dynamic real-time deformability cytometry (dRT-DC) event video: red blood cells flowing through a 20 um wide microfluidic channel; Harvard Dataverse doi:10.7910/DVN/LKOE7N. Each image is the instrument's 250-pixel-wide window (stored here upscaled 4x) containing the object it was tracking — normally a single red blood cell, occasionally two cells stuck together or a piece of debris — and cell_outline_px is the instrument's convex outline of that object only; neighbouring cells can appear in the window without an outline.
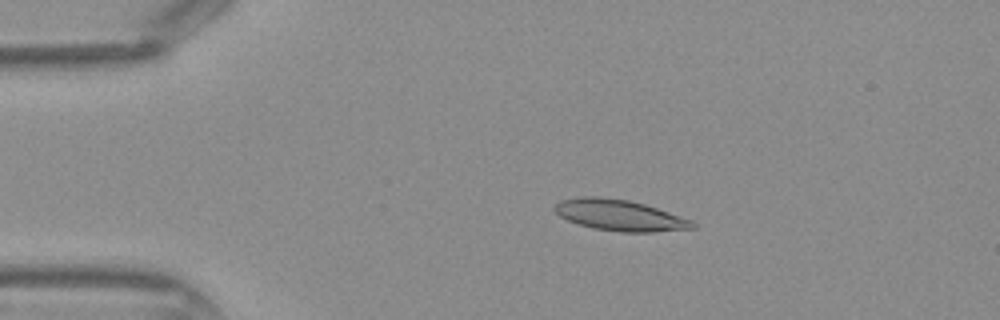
{"species": "Egyptian fruit bat (a non-hibernating species)", "species_latin": "Rousettus aegyptiacus", "temperature_condition": "warm", "stored_images_in_passage": 43, "camera_frame_rate_fps": 3000, "um_per_image_px": 0.085, "frame": {"image": 1, "passage_image": 8, "time_ms": 2.333, "image_size_px": [1000, 320], "cell_outline_px": [[696, 228], [656, 232], [620, 232], [592, 228], [568, 220], [560, 216], [552, 208], [560, 200], [580, 196], [596, 196], [628, 200], [644, 204], [692, 220], [696, 224]], "centroid_in_image_um": [52.67, 18.3], "position_along_channel_um": 32.3, "area_um2": 24.91}}
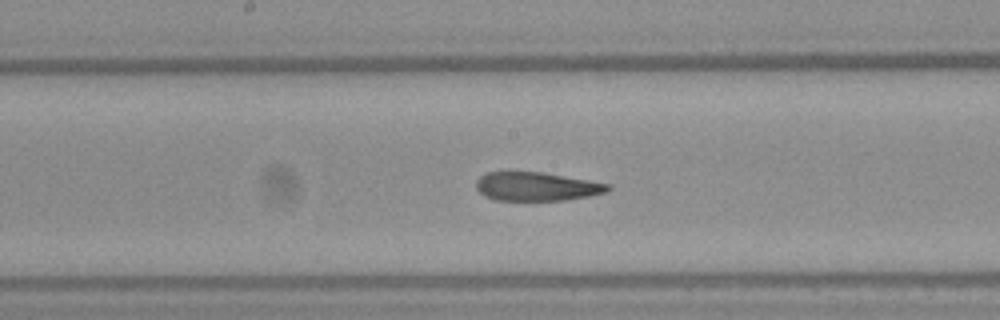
{"frame": {"image": 2, "passage_image": 22, "time_ms": 7.0, "image_size_px": [1000, 320], "cell_outline_px": [[612, 188], [608, 192], [588, 196], [564, 200], [496, 200], [484, 196], [476, 188], [476, 180], [480, 176], [488, 172], [508, 168], [540, 172], [612, 184]], "centroid_in_image_um": [45.56, 15.81], "position_along_channel_um": 202.6, "area_um2": 22.72}}
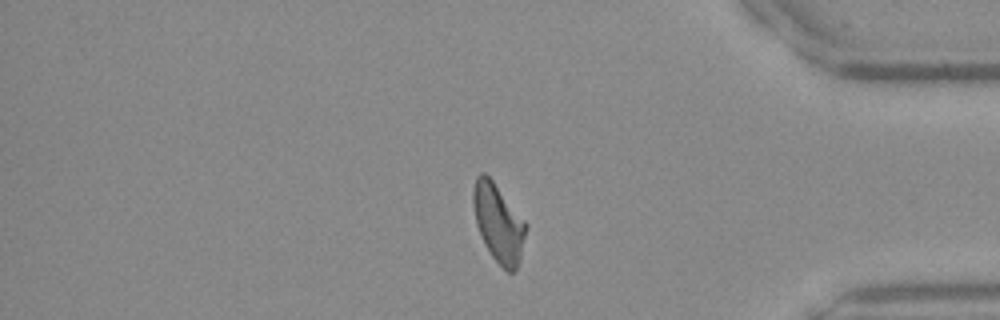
{"frame": {"image": 3, "passage_image": 36, "time_ms": 11.667, "image_size_px": [1000, 320], "cell_outline_px": [[528, 224], [520, 260], [516, 268], [512, 272], [508, 272], [492, 256], [484, 244], [476, 224], [472, 204], [472, 188], [476, 176], [480, 172], [484, 172], [492, 180]], "centroid_in_image_um": [42.35, 18.92], "position_along_channel_um": 392.9, "area_um2": 23.99}}